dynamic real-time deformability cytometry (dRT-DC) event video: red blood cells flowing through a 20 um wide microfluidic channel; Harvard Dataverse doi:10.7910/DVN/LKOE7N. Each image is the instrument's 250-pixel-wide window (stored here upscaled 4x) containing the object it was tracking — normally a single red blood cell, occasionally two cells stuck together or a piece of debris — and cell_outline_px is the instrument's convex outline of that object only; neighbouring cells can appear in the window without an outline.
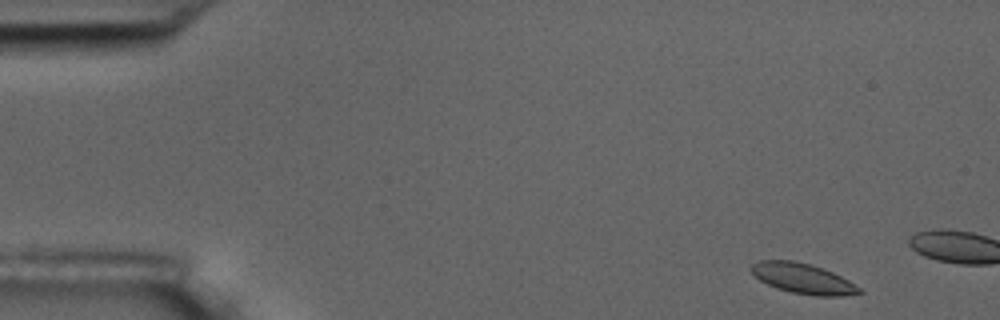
{"species": "common noctule bat (a hibernating species)", "species_latin": "Nyctalus noctula", "temperature_condition": "room temperature", "stored_images_in_passage": 4, "camera_frame_rate_fps": 3000, "um_per_image_px": 0.085, "animal": {"sex": "male", "body_mass_g": 17.5, "forearm_length_mm": 52.3}, "frame": {"image": 1, "passage_image": 1, "time_ms": 0.0, "image_size_px": [1000, 320], "cell_outline_px": [[864, 292], [844, 296], [816, 296], [792, 292], [776, 288], [760, 280], [748, 268], [752, 264], [760, 260], [792, 260], [812, 264], [832, 272], [848, 280], [860, 288]], "centroid_in_image_um": [68.24, 23.67], "position_along_channel_um": 16.8, "area_um2": 19.02}}